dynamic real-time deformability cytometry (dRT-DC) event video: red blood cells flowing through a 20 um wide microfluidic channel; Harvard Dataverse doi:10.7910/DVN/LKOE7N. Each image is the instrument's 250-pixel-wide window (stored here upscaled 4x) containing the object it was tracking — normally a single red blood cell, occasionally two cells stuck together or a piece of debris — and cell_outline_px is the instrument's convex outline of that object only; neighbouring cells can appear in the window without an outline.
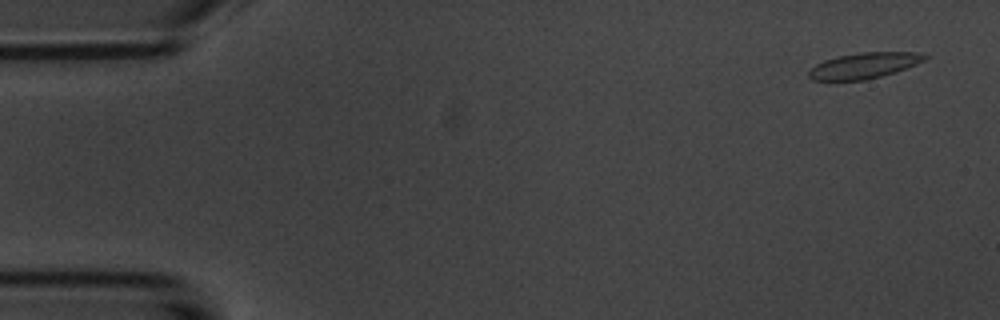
{"species": "common noctule bat (a hibernating species)", "species_latin": "Nyctalus noctula", "temperature_condition": "room temperature", "stored_images_in_passage": 5, "camera_frame_rate_fps": 3000, "um_per_image_px": 0.085, "animal": {"sex": "male", "body_mass_g": 20.1, "forearm_length_mm": 53.5}, "frame": {"image": 1, "passage_image": 1, "time_ms": 0.0, "image_size_px": [1000, 320], "cell_outline_px": [[928, 56], [924, 60], [916, 64], [896, 72], [864, 80], [812, 80], [808, 76], [808, 72], [816, 64], [824, 60], [840, 56], [860, 52], [916, 52]], "centroid_in_image_um": [73.44, 5.57], "position_along_channel_um": 11.6, "area_um2": 17.22}}
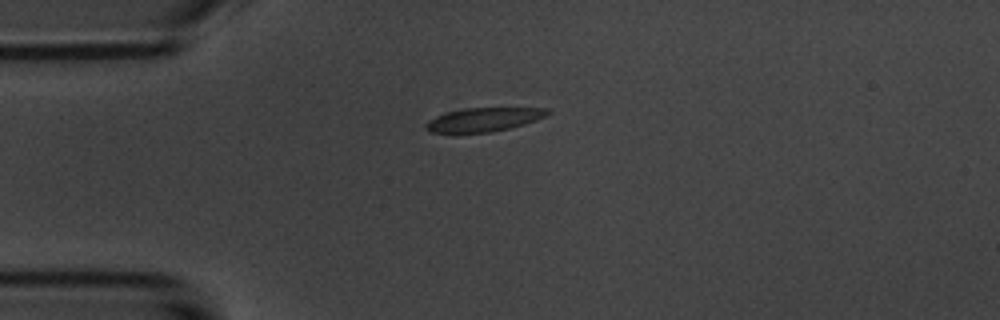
{"frame": {"image": 2, "passage_image": 4, "time_ms": 3.667, "image_size_px": [1000, 320], "cell_outline_px": [[552, 112], [548, 116], [524, 124], [492, 132], [428, 132], [424, 128], [424, 124], [428, 120], [436, 116], [448, 112], [464, 108], [548, 108]], "centroid_in_image_um": [41.13, 10.15], "position_along_channel_um": 43.9, "area_um2": 16.82}}